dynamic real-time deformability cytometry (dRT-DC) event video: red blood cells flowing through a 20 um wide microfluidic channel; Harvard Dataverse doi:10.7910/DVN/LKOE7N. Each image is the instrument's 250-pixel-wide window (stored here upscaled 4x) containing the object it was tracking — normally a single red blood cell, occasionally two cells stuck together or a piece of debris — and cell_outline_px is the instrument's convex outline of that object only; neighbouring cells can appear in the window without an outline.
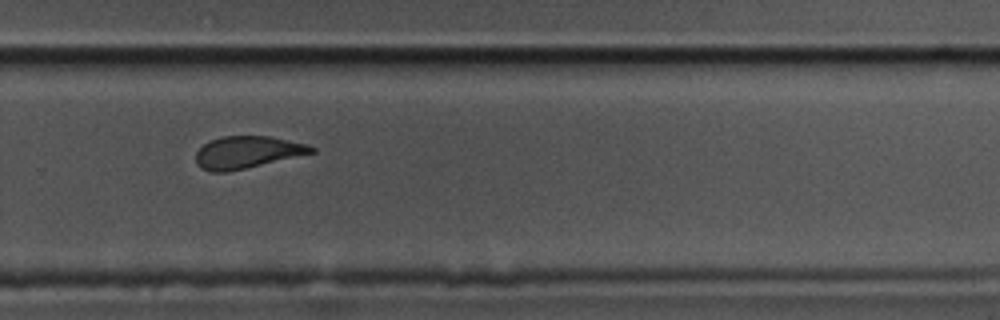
{"species": "common noctule bat (a hibernating species)", "species_latin": "Nyctalus noctula", "temperature_condition": "cold", "stored_images_in_passage": 14, "camera_frame_rate_fps": 3000, "um_per_image_px": 0.085, "animal": {"sex": "male", "body_mass_g": 17.5, "forearm_length_mm": 52.3}, "frame": {"image": 1, "passage_image": 10, "time_ms": 3.0, "image_size_px": [1000, 320], "cell_outline_px": [[316, 152], [228, 172], [208, 172], [200, 168], [196, 164], [196, 152], [208, 140], [220, 136], [268, 136], [308, 144], [316, 148]], "centroid_in_image_um": [20.98, 12.94], "position_along_channel_um": 308.8, "area_um2": 21.79}}
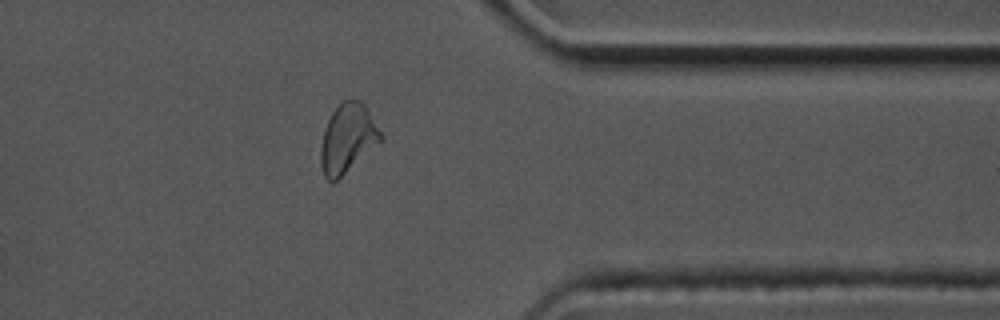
{"frame": {"image": 2, "passage_image": 12, "time_ms": 3.667, "image_size_px": [1000, 320], "cell_outline_px": [[384, 140], [332, 184], [324, 176], [320, 164], [320, 148], [324, 128], [332, 112], [344, 100], [360, 100], [364, 104], [384, 136]], "centroid_in_image_um": [29.55, 11.79], "position_along_channel_um": 381.8, "area_um2": 24.22}}